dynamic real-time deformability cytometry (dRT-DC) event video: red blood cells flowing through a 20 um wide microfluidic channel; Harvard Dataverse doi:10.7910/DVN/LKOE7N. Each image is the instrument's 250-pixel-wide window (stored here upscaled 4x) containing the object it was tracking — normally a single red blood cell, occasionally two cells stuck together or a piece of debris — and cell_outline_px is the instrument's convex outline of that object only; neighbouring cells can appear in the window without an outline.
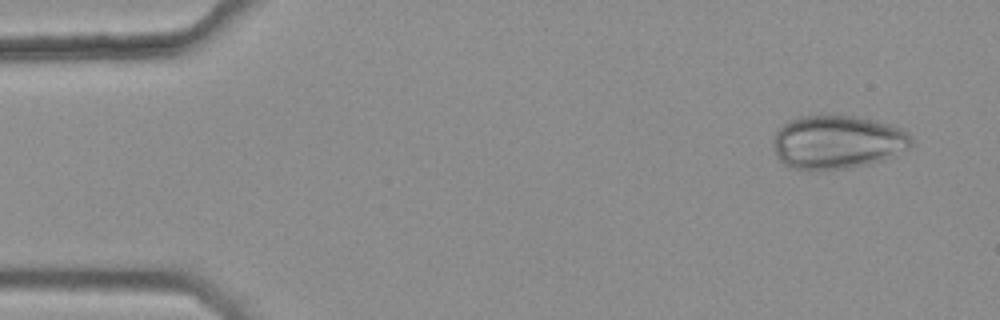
{"species": "common noctule bat (a hibernating species)", "species_latin": "Nyctalus noctula", "temperature_condition": "warm", "stored_images_in_passage": 13, "camera_frame_rate_fps": 3000, "um_per_image_px": 0.085, "animal": {"sex": "female", "body_mass_g": 25.1}, "frame": {"image": 1, "passage_image": 3, "time_ms": 0.667, "image_size_px": [1000, 320], "cell_outline_px": [[912, 144], [908, 148], [884, 160], [872, 164], [852, 168], [788, 168], [776, 156], [772, 144], [776, 132], [788, 120], [800, 116], [856, 116], [876, 120], [892, 124], [900, 128], [912, 140]], "centroid_in_image_um": [71.17, 12.07], "position_along_channel_um": 13.8, "area_um2": 42.89}}